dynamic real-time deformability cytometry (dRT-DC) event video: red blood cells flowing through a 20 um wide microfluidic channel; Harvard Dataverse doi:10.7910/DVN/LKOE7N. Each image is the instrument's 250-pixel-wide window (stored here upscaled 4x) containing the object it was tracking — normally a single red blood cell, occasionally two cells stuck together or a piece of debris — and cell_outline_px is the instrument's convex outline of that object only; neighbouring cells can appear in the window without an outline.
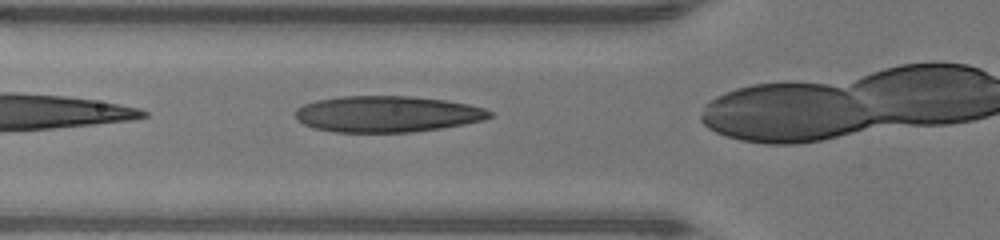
{"species": "human", "species_latin": "Homo sapiens", "temperature_condition": "warm", "stored_images_in_passage": 24, "camera_frame_rate_fps": 3000, "um_per_image_px": 0.085, "donor": {"sex": "male"}, "frame": {"image": 1, "passage_image": 4, "time_ms": 1.0, "image_size_px": [1000, 240], "cell_outline_px": [[492, 116], [484, 120], [464, 124], [440, 128], [412, 132], [336, 132], [312, 128], [304, 124], [296, 116], [296, 108], [304, 104], [316, 100], [340, 96], [412, 96], [444, 100], [468, 104], [484, 108], [492, 112]], "centroid_in_image_um": [32.91, 9.69], "position_along_channel_um": 92.9, "area_um2": 40.98}}